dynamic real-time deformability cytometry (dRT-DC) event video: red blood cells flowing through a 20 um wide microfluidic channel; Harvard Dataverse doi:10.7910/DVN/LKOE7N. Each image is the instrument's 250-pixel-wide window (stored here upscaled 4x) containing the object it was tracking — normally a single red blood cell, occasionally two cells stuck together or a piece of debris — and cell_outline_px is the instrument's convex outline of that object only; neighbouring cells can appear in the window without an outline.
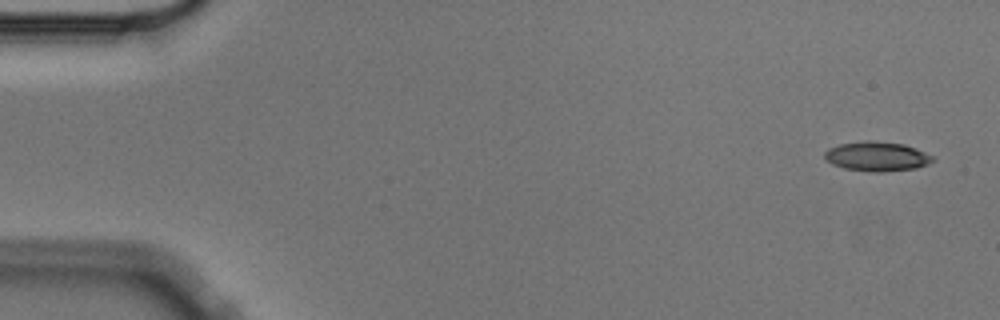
{"species": "Egyptian fruit bat (a non-hibernating species)", "species_latin": "Rousettus aegyptiacus", "temperature_condition": "cold", "stored_images_in_passage": 6, "camera_frame_rate_fps": 3000, "um_per_image_px": 0.085, "animal": {"sex": "male"}, "frame": {"image": 1, "passage_image": 1, "time_ms": 0.0, "image_size_px": [1000, 320], "cell_outline_px": [[936, 160], [928, 164], [916, 168], [880, 172], [872, 172], [844, 168], [832, 164], [824, 156], [824, 152], [828, 148], [840, 144], [868, 140], [872, 140], [904, 144], [916, 148], [936, 156]], "centroid_in_image_um": [74.59, 13.29], "position_along_channel_um": 10.4, "area_um2": 18.73}}
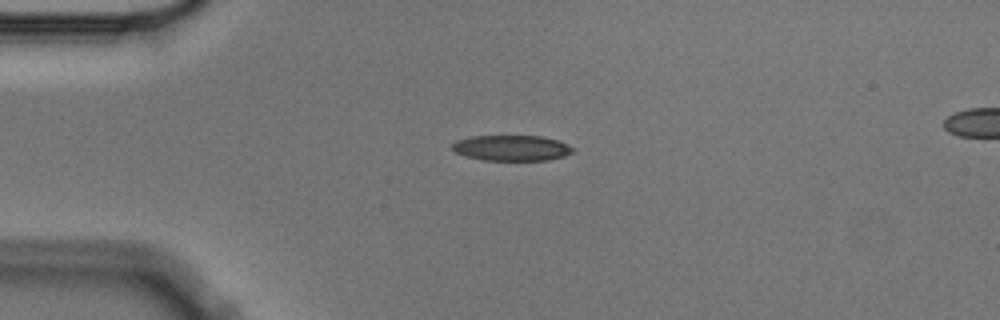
{"frame": {"image": 2, "passage_image": 4, "time_ms": 1.0, "image_size_px": [1000, 320], "cell_outline_px": [[576, 148], [572, 152], [564, 156], [548, 160], [484, 160], [468, 156], [456, 152], [452, 148], [452, 144], [456, 140], [472, 136], [540, 136], [556, 140], [568, 144]], "centroid_in_image_um": [43.51, 12.57], "position_along_channel_um": 41.5, "area_um2": 17.86}}
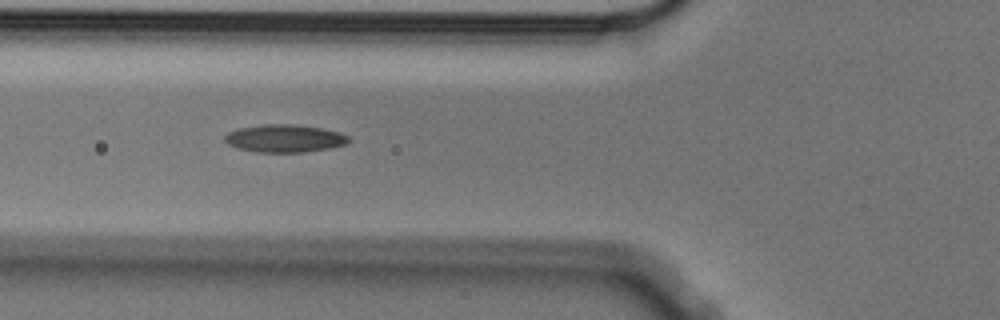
{"frame": {"image": 3, "passage_image": 6, "time_ms": 1.667, "image_size_px": [1000, 320], "cell_outline_px": [[348, 140], [344, 144], [328, 148], [304, 152], [256, 152], [236, 148], [228, 144], [224, 140], [224, 136], [228, 132], [240, 128], [264, 124], [296, 124], [320, 128], [340, 132], [348, 136]], "centroid_in_image_um": [24.14, 11.76], "position_along_channel_um": 101.7, "area_um2": 19.88}}